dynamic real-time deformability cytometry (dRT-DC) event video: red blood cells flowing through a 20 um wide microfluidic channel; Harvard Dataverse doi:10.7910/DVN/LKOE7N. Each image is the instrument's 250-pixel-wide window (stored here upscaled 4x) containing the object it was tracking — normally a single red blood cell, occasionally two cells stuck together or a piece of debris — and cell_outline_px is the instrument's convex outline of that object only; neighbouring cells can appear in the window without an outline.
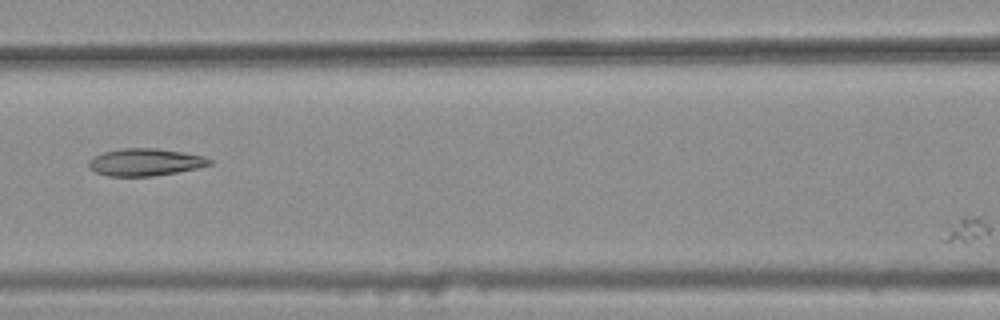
{"species": "common noctule bat (a hibernating species)", "species_latin": "Nyctalus noctula", "temperature_condition": "warm", "stored_images_in_passage": 7, "camera_frame_rate_fps": 3000, "um_per_image_px": 0.085, "animal": {"sex": "female", "body_mass_g": 25.1}, "frame": {"image": 1, "passage_image": 4, "time_ms": 1.0, "image_size_px": [1000, 320], "cell_outline_px": [[212, 164], [196, 168], [176, 172], [152, 176], [108, 176], [96, 172], [88, 168], [88, 160], [92, 156], [104, 152], [124, 148], [156, 148], [204, 156], [212, 160]], "centroid_in_image_um": [12.29, 13.78], "position_along_channel_um": 154.3, "area_um2": 19.13}}
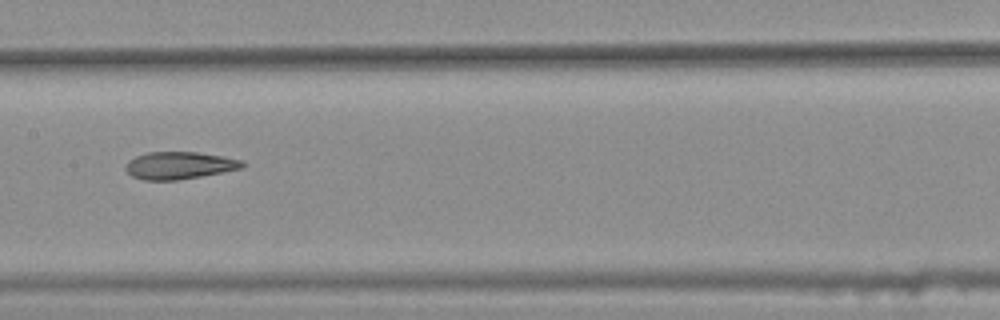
{"frame": {"image": 2, "passage_image": 5, "time_ms": 1.333, "image_size_px": [1000, 320], "cell_outline_px": [[244, 168], [200, 176], [176, 180], [144, 180], [132, 176], [124, 168], [128, 160], [136, 156], [148, 152], [196, 152], [224, 156], [240, 160], [244, 164]], "centroid_in_image_um": [15.22, 14.06], "position_along_channel_um": 192.2, "area_um2": 18.5}}
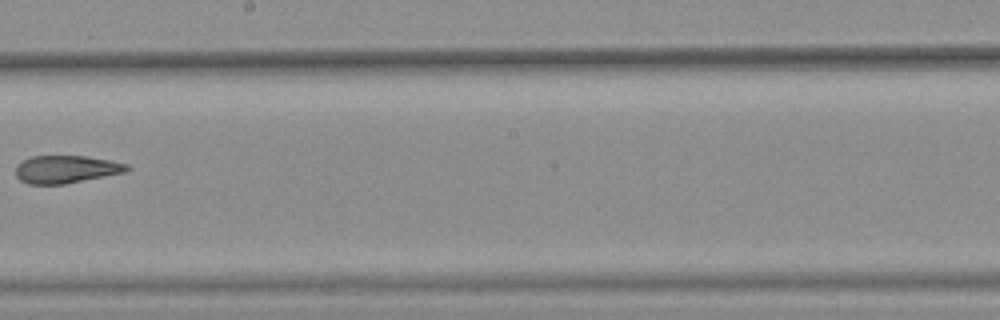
{"frame": {"image": 3, "passage_image": 6, "time_ms": 1.667, "image_size_px": [1000, 320], "cell_outline_px": [[132, 168], [124, 172], [64, 184], [28, 184], [20, 180], [16, 176], [16, 164], [32, 156], [84, 156], [112, 160], [128, 164]], "centroid_in_image_um": [5.62, 14.38], "position_along_channel_um": 242.6, "area_um2": 17.92}}